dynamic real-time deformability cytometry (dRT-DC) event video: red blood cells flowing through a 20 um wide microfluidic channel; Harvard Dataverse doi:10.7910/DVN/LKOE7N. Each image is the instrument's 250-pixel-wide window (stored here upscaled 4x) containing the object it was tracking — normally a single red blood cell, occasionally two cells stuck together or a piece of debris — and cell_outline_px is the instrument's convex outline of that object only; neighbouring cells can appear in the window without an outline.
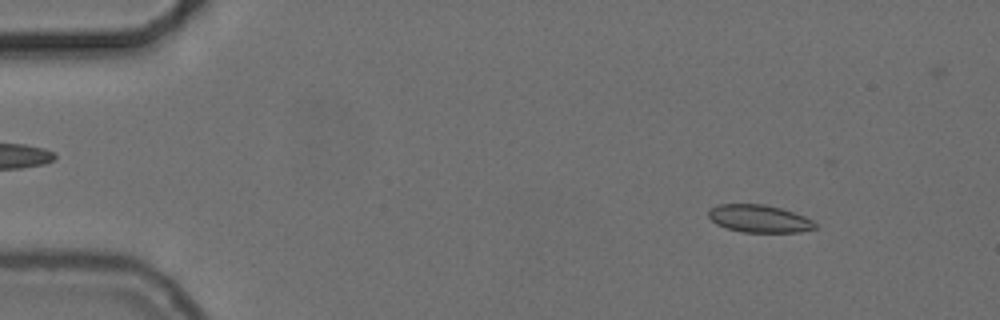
{"species": "common noctule bat (a hibernating species)", "species_latin": "Nyctalus noctula", "temperature_condition": "cold", "stored_images_in_passage": 55, "camera_frame_rate_fps": 3000, "um_per_image_px": 0.085, "animal": {"sex": "female", "body_mass_g": 24.6, "forearm_length_mm": 56.2}, "frame": {"image": 1, "passage_image": 6, "time_ms": 1.667, "image_size_px": [1000, 320], "cell_outline_px": [[816, 228], [800, 232], [744, 232], [728, 228], [716, 224], [708, 216], [708, 208], [716, 204], [764, 204], [780, 208], [804, 216], [812, 220], [816, 224]], "centroid_in_image_um": [64.5, 18.58], "position_along_channel_um": 20.5, "area_um2": 17.11}}
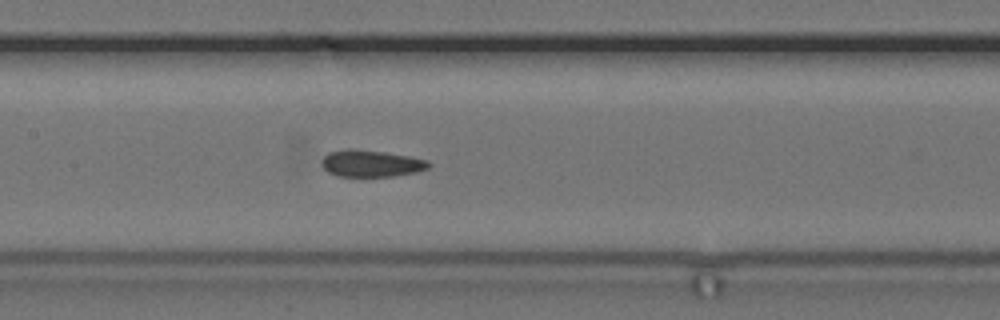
{"frame": {"image": 2, "passage_image": 26, "time_ms": 8.333, "image_size_px": [1000, 320], "cell_outline_px": [[432, 164], [428, 168], [416, 172], [392, 176], [336, 176], [328, 172], [320, 164], [324, 156], [328, 152], [348, 148], [352, 148], [384, 152], [408, 156], [428, 160]], "centroid_in_image_um": [31.52, 13.88], "position_along_channel_um": 175.9, "area_um2": 16.76}}
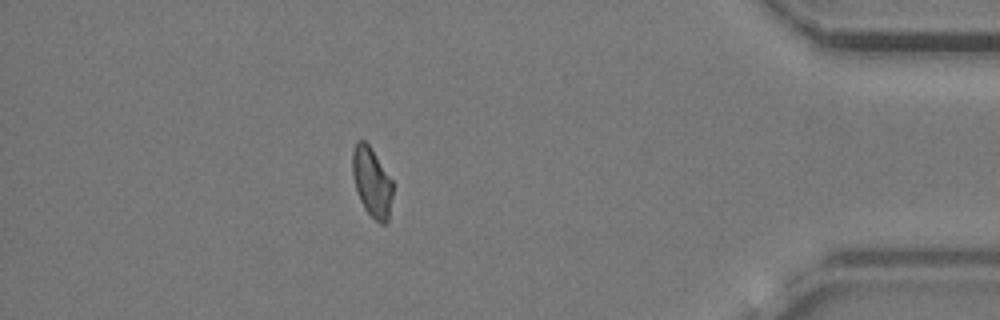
{"frame": {"image": 3, "passage_image": 48, "time_ms": 15.667, "image_size_px": [1000, 320], "cell_outline_px": [[392, 196], [388, 220], [384, 224], [380, 224], [364, 208], [360, 200], [352, 176], [352, 152], [356, 140], [364, 140], [368, 144], [392, 180]], "centroid_in_image_um": [31.59, 15.47], "position_along_channel_um": 403.6, "area_um2": 16.13}, "authors_computed_cell_mechanics": {"area_um2": 16.8198, "velocity_mm_per_s": 3.7125, "shape_relaxation_time_tau1_ms": 9.6935, "shape_relaxation_time_tau2_ms": 2.6501, "deformation_change_tau1": 0.1398, "deformation_change_tau2": 0.0629}}